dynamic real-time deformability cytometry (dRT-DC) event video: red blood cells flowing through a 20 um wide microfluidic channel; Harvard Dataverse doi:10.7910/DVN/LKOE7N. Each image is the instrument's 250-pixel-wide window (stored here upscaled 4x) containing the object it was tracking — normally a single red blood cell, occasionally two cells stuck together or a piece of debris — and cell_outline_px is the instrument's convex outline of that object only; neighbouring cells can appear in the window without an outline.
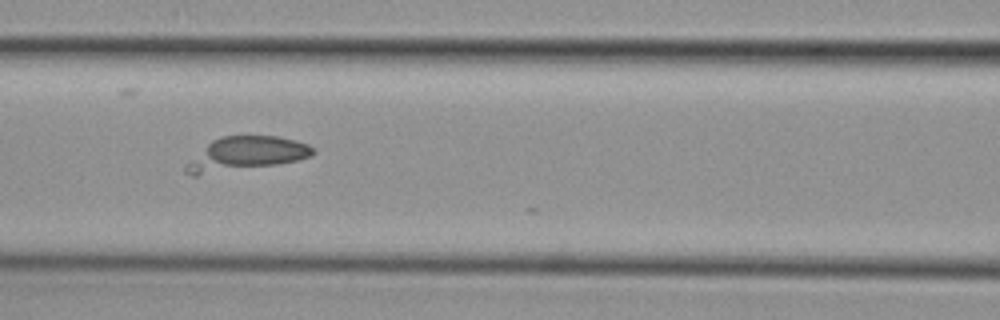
{"species": "common noctule bat (a hibernating species)", "species_latin": "Nyctalus noctula", "temperature_condition": "cold", "stored_images_in_passage": 28, "camera_frame_rate_fps": 3000, "um_per_image_px": 0.085, "animal": {"sex": "female", "body_mass_g": 29.2, "forearm_length_mm": 56.3}, "frame": {"image": 1, "passage_image": 26, "time_ms": 8.333, "image_size_px": [1000, 320], "cell_outline_px": [[316, 152], [308, 156], [296, 160], [276, 164], [196, 176], [192, 176], [184, 172], [184, 168], [212, 140], [220, 136], [276, 136], [296, 140], [308, 144], [316, 148]], "centroid_in_image_um": [20.93, 13.07], "position_along_channel_um": 145.7, "area_um2": 24.57}}